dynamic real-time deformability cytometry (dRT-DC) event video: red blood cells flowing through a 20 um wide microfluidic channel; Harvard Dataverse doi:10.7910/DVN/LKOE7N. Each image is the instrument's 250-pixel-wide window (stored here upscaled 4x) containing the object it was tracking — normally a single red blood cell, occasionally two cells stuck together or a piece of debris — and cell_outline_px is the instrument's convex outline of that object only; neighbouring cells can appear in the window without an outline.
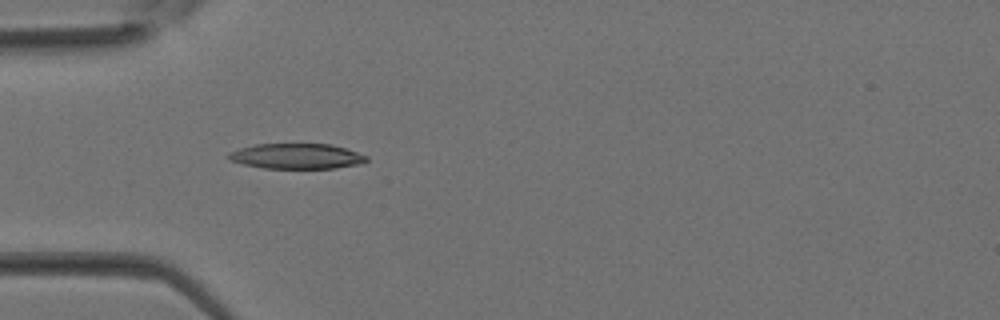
{"species": "Egyptian fruit bat (a non-hibernating species)", "species_latin": "Rousettus aegyptiacus", "temperature_condition": "room temperature", "stored_images_in_passage": 36, "camera_frame_rate_fps": 3000, "um_per_image_px": 0.085, "animal": {"sex": "female"}, "frame": {"image": 1, "passage_image": 11, "time_ms": 3.333, "image_size_px": [1000, 320], "cell_outline_px": [[368, 160], [356, 164], [336, 168], [264, 168], [244, 164], [232, 160], [224, 156], [228, 152], [240, 148], [256, 144], [332, 144], [368, 156]], "centroid_in_image_um": [25.18, 13.27], "position_along_channel_um": 59.8, "area_um2": 20.17}}
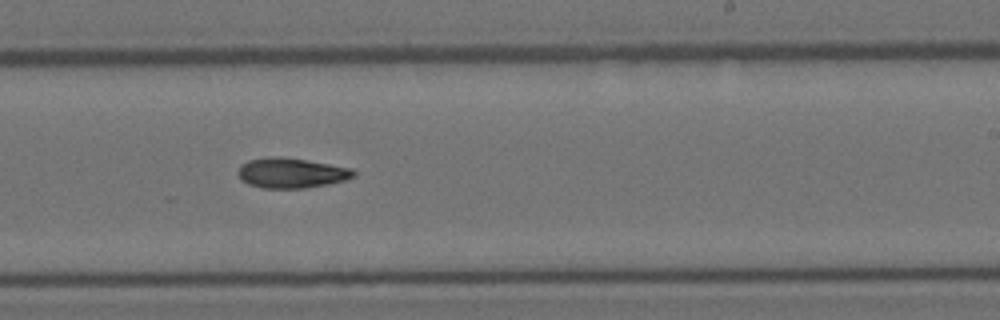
{"frame": {"image": 2, "passage_image": 22, "time_ms": 7.0, "image_size_px": [1000, 320], "cell_outline_px": [[356, 176], [344, 180], [328, 184], [304, 188], [264, 188], [248, 184], [240, 180], [236, 172], [240, 164], [248, 160], [268, 156], [280, 156], [352, 168], [356, 172]], "centroid_in_image_um": [24.71, 14.7], "position_along_channel_um": 264.3, "area_um2": 20.4}}
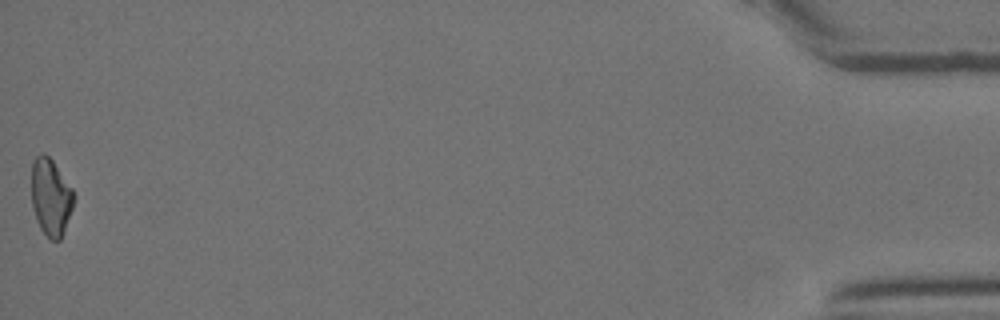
{"frame": {"image": 3, "passage_image": 36, "time_ms": 11.667, "image_size_px": [1000, 320], "cell_outline_px": [[76, 196], [72, 208], [60, 240], [52, 240], [40, 228], [36, 220], [32, 204], [32, 160], [36, 156], [44, 152], [52, 160], [72, 188]], "centroid_in_image_um": [4.31, 16.73], "position_along_channel_um": 430.9, "area_um2": 18.84}}